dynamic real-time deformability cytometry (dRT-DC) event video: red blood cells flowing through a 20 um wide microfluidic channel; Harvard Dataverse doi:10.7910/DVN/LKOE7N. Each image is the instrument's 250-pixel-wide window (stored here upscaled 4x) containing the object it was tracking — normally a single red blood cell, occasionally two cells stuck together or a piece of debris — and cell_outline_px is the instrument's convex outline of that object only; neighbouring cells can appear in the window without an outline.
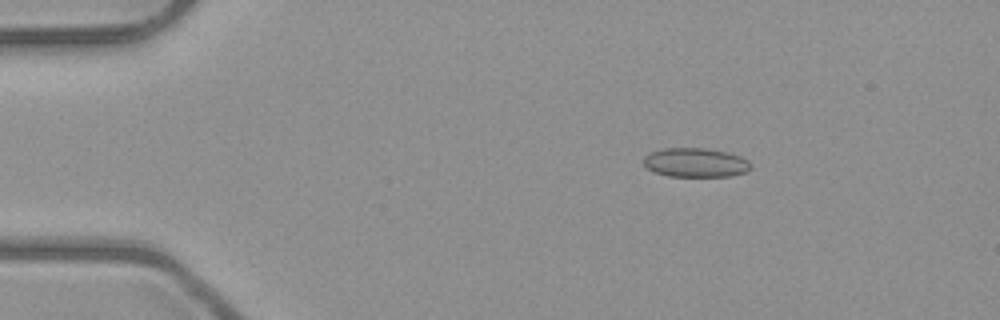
{"species": "common noctule bat (a hibernating species)", "species_latin": "Nyctalus noctula", "temperature_condition": "room temperature", "stored_images_in_passage": 3, "camera_frame_rate_fps": 3000, "um_per_image_px": 0.085, "animal": {"sex": "male", "body_mass_g": 23.1, "forearm_length_mm": 52.7}, "frame": {"image": 1, "passage_image": 1, "time_ms": 0.0, "image_size_px": [1000, 320], "cell_outline_px": [[752, 168], [748, 172], [732, 176], [668, 176], [656, 172], [648, 168], [644, 164], [644, 156], [648, 152], [664, 148], [704, 148], [728, 152], [740, 156], [748, 160], [752, 164]], "centroid_in_image_um": [59.16, 13.81], "position_along_channel_um": 25.8, "area_um2": 18.38}}